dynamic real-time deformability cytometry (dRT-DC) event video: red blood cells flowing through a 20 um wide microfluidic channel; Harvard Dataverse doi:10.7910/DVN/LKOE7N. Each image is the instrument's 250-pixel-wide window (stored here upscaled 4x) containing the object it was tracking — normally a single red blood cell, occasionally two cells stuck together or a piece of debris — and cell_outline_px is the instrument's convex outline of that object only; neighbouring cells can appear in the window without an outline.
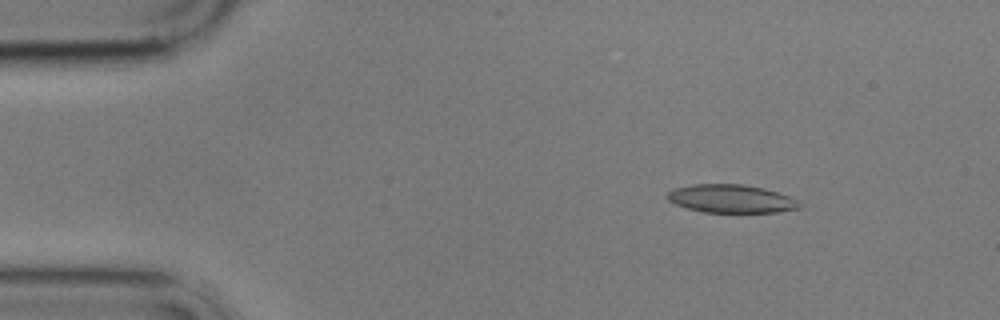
{"species": "common noctule bat (a hibernating species)", "species_latin": "Nyctalus noctula", "temperature_condition": "cold", "stored_images_in_passage": 13, "camera_frame_rate_fps": 3000, "um_per_image_px": 0.085, "animal": {"sex": "male", "body_mass_g": 17.9}, "frame": {"image": 1, "passage_image": 2, "time_ms": 1.667, "image_size_px": [1000, 320], "cell_outline_px": [[800, 208], [776, 212], [704, 212], [688, 208], [676, 204], [668, 200], [668, 192], [672, 188], [692, 184], [744, 184], [764, 188], [788, 196], [796, 200], [800, 204]], "centroid_in_image_um": [62.12, 16.88], "position_along_channel_um": 22.9, "area_um2": 21.56}}
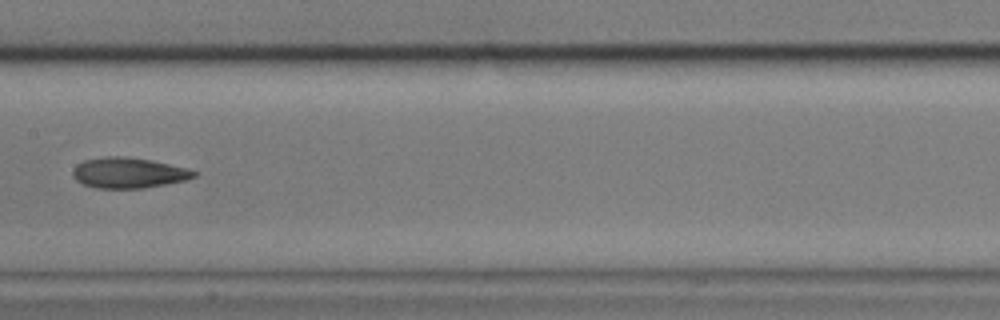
{"frame": {"image": 2, "passage_image": 7, "time_ms": 8.667, "image_size_px": [1000, 320], "cell_outline_px": [[196, 176], [184, 180], [144, 188], [96, 188], [84, 184], [76, 180], [72, 176], [72, 172], [76, 164], [84, 160], [104, 156], [128, 156], [152, 160], [184, 168], [196, 172]], "centroid_in_image_um": [10.86, 14.68], "position_along_channel_um": 196.5, "area_um2": 21.44}}
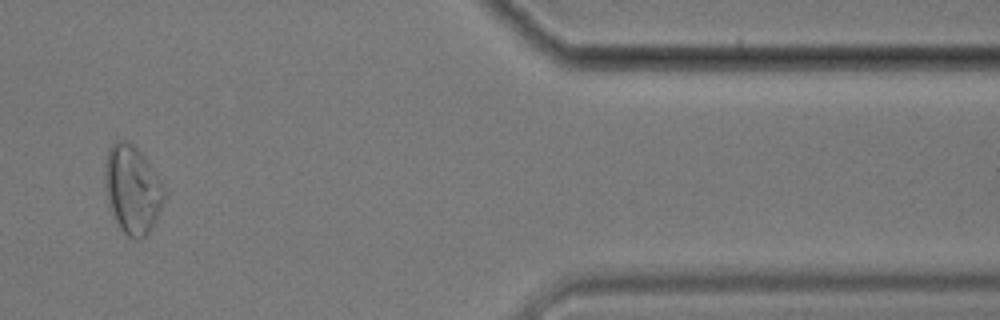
{"frame": {"image": 3, "passage_image": 12, "time_ms": 15.667, "image_size_px": [1000, 320], "cell_outline_px": [[164, 200], [160, 212], [148, 236], [140, 240], [136, 240], [128, 236], [116, 224], [108, 204], [104, 188], [104, 164], [108, 148], [116, 140], [128, 140], [148, 160], [160, 180], [164, 188]], "centroid_in_image_um": [11.23, 16.12], "position_along_channel_um": 400.2, "area_um2": 31.1}, "authors_computed_cell_mechanics": {"area_um2": 21.9062, "velocity_mm_per_s": 3.4729, "shape_relaxation_time_tau1_ms": 4.6797, "shape_relaxation_time_tau2_ms": 6.4948, "deformation_change_tau1": 0.1082, "deformation_change_tau2": 0.1002}}